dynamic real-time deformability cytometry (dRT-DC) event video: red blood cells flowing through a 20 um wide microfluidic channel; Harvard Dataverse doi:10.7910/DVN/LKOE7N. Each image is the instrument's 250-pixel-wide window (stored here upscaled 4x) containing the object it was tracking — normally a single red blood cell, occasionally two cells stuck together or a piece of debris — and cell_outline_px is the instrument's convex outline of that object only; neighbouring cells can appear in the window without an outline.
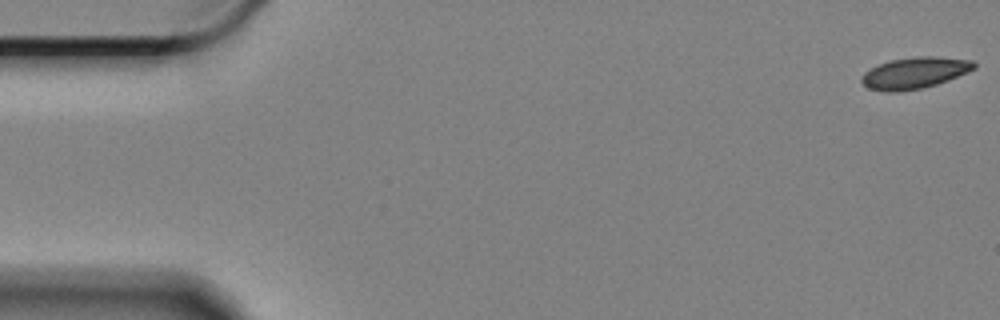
{"species": "Egyptian fruit bat (a non-hibernating species)", "species_latin": "Rousettus aegyptiacus", "temperature_condition": "cold", "stored_images_in_passage": 60, "camera_frame_rate_fps": 3000, "um_per_image_px": 0.085, "animal": {"sex": "female"}, "frame": {"image": 1, "passage_image": 1, "time_ms": 0.0, "image_size_px": [1000, 320], "cell_outline_px": [[976, 68], [968, 72], [948, 80], [924, 88], [896, 92], [884, 92], [868, 88], [860, 80], [860, 76], [864, 72], [880, 64], [892, 60], [916, 56], [932, 56], [972, 60], [976, 64]], "centroid_in_image_um": [77.74, 6.2], "position_along_channel_um": 7.3, "area_um2": 20.58}}
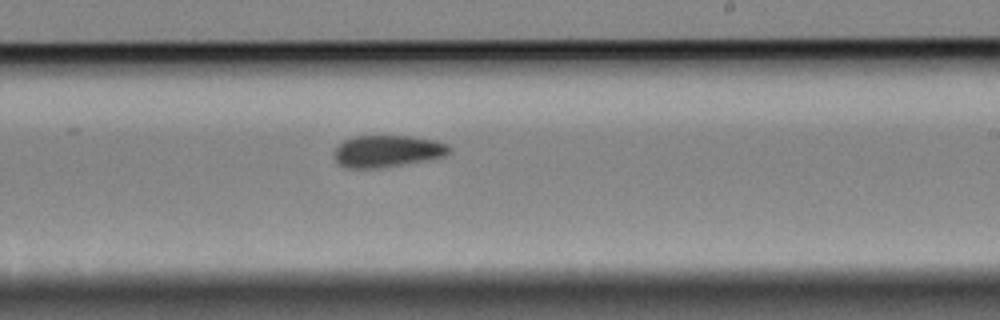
{"frame": {"image": 2, "passage_image": 35, "time_ms": 11.333, "image_size_px": [1000, 320], "cell_outline_px": [[452, 152], [444, 156], [432, 160], [384, 168], [344, 168], [336, 160], [336, 148], [344, 140], [352, 136], [412, 136], [436, 140], [448, 144], [452, 148]], "centroid_in_image_um": [33.01, 12.86], "position_along_channel_um": 256.0, "area_um2": 21.79}}
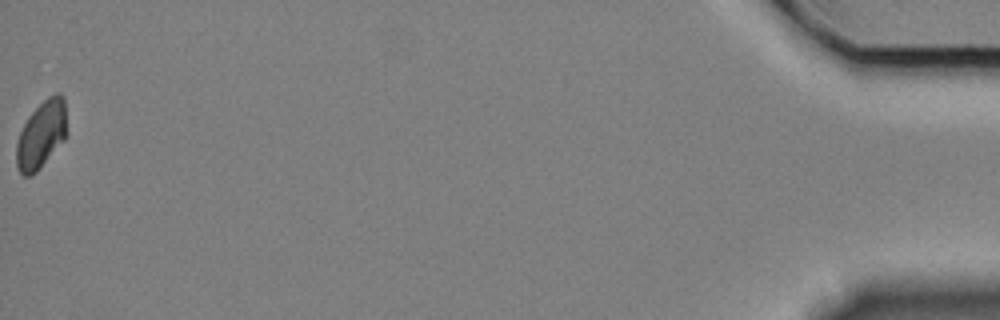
{"frame": {"image": 3, "passage_image": 60, "time_ms": 19.667, "image_size_px": [1000, 320], "cell_outline_px": [[68, 132], [64, 140], [36, 172], [32, 176], [24, 176], [16, 168], [16, 144], [20, 132], [28, 116], [48, 96], [56, 92], [60, 92], [64, 96]], "centroid_in_image_um": [3.53, 11.43], "position_along_channel_um": 431.7, "area_um2": 20.06}, "authors_computed_cell_mechanics": {"area_um2": 20.9525, "velocity_mm_per_s": 3.3106, "shape_relaxation_time_tau1_ms": null, "shape_relaxation_time_tau2_ms": 3.2569, "deformation_change_tau1": null, "deformation_change_tau2": 0.0507}}